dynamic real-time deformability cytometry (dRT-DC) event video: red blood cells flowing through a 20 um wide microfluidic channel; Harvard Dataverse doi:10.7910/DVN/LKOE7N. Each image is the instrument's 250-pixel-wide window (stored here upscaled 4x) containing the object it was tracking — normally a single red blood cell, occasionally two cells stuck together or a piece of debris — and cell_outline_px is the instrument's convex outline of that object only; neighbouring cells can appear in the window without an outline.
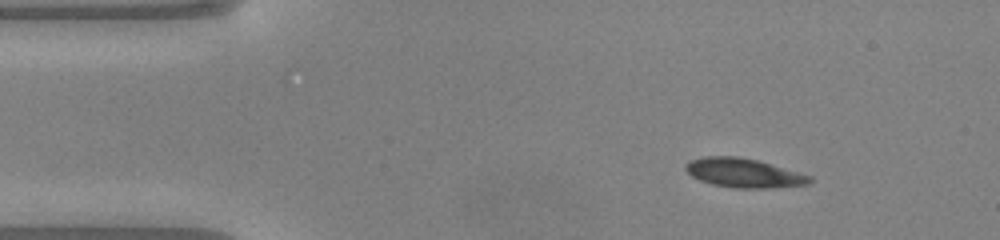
{"species": "common noctule bat (a hibernating species)", "species_latin": "Nyctalus noctula", "temperature_condition": "warm", "stored_images_in_passage": 47, "camera_frame_rate_fps": 3000, "um_per_image_px": 0.085, "animal": {"sex": "male", "body_mass_g": 20.0, "forearm_length_mm": 53.3}, "frame": {"image": 1, "passage_image": 5, "time_ms": 1.333, "image_size_px": [1000, 240], "cell_outline_px": [[812, 180], [808, 184], [772, 188], [732, 188], [712, 184], [700, 180], [692, 176], [684, 168], [692, 160], [704, 156], [736, 156], [756, 160], [812, 176]], "centroid_in_image_um": [63.22, 14.71], "position_along_channel_um": 21.8, "area_um2": 20.81}}
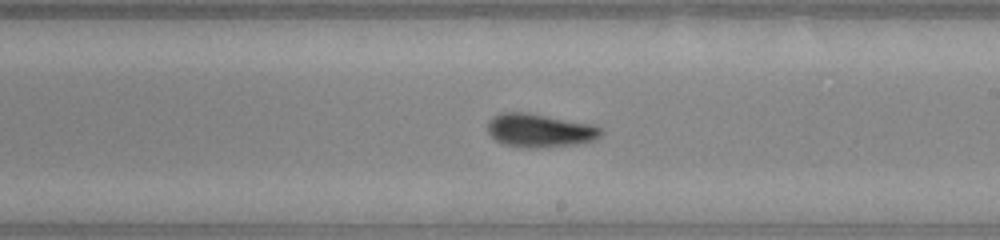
{"frame": {"image": 2, "passage_image": 26, "time_ms": 8.333, "image_size_px": [1000, 240], "cell_outline_px": [[604, 132], [600, 136], [592, 140], [576, 144], [544, 148], [528, 148], [504, 144], [496, 140], [488, 132], [488, 120], [504, 112], [524, 112], [588, 124], [600, 128]], "centroid_in_image_um": [45.85, 11.11], "position_along_channel_um": 243.1, "area_um2": 21.68}}
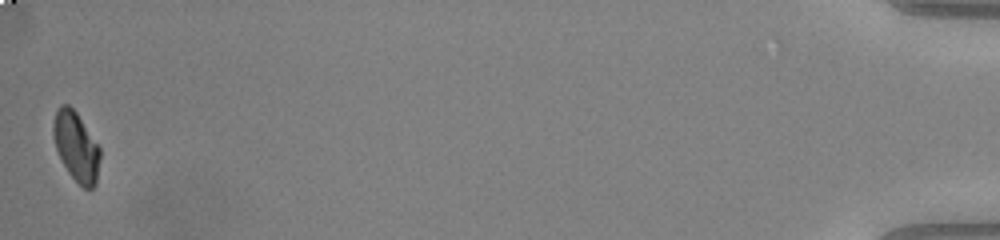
{"frame": {"image": 3, "passage_image": 47, "time_ms": 15.333, "image_size_px": [1000, 240], "cell_outline_px": [[100, 156], [96, 184], [92, 188], [84, 188], [68, 172], [56, 148], [52, 132], [52, 128], [56, 112], [60, 104], [68, 104], [76, 112], [100, 148]], "centroid_in_image_um": [6.47, 12.44], "position_along_channel_um": 428.7, "area_um2": 18.5}, "authors_computed_cell_mechanics": {"area_um2": 20.9814, "velocity_mm_per_s": 4.1042, "shape_relaxation_time_tau1_ms": 2.5904, "shape_relaxation_time_tau2_ms": 2.0629, "deformation_change_tau1": 0.1588, "deformation_change_tau2": 0.0537}}